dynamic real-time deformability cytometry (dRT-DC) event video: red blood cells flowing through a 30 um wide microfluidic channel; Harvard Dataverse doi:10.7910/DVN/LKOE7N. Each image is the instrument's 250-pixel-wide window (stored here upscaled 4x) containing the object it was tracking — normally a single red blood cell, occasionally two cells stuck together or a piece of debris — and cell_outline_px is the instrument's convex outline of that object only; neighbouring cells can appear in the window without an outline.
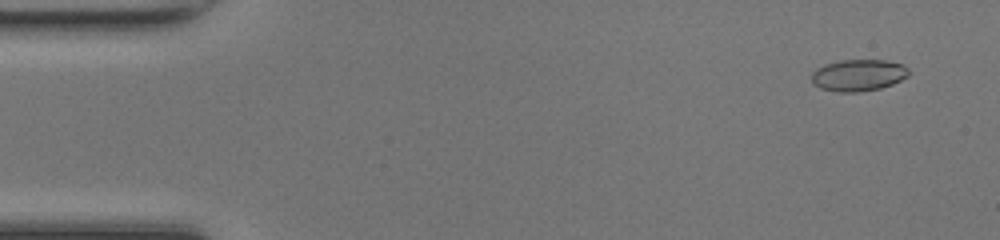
{"species": "common noctule bat (a hibernating species)", "species_latin": "Nyctalus noctula", "temperature_condition": "room temperature", "stored_images_in_passage": 48, "camera_frame_rate_fps": 3000, "um_per_image_px": 0.085, "animal": {"sex": "female", "body_mass_g": 17.0, "forearm_length_mm": 48.0}, "frame": {"image": 1, "passage_image": 3, "time_ms": 0.667, "image_size_px": [1000, 240], "cell_outline_px": [[912, 72], [908, 76], [892, 84], [880, 88], [860, 92], [840, 92], [820, 88], [812, 84], [812, 72], [816, 68], [824, 64], [840, 60], [884, 60], [900, 64], [908, 68]], "centroid_in_image_um": [72.95, 6.39], "position_along_channel_um": 12.1, "area_um2": 18.03}}
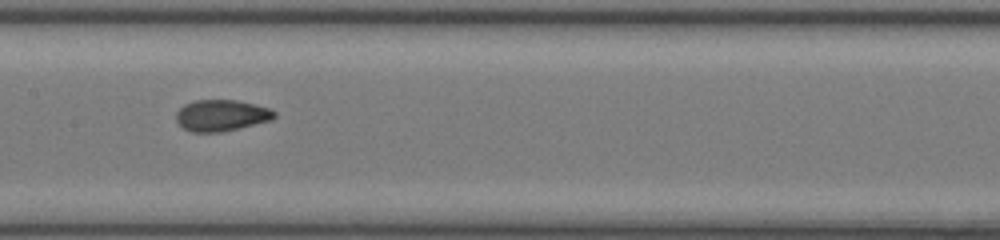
{"frame": {"image": 2, "passage_image": 24, "time_ms": 7.667, "image_size_px": [1000, 240], "cell_outline_px": [[276, 116], [272, 120], [224, 132], [192, 132], [184, 128], [176, 120], [176, 112], [184, 104], [196, 100], [236, 100], [256, 104], [268, 108], [276, 112]], "centroid_in_image_um": [18.83, 9.81], "position_along_channel_um": 188.6, "area_um2": 18.03}}
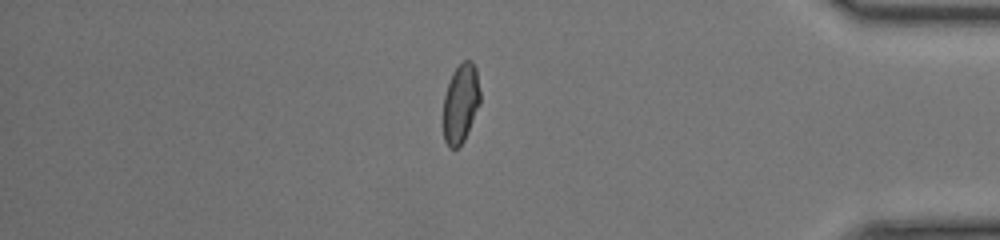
{"frame": {"image": 3, "passage_image": 41, "time_ms": 13.333, "image_size_px": [1000, 240], "cell_outline_px": [[480, 104], [464, 140], [456, 148], [448, 148], [444, 140], [444, 96], [452, 72], [464, 60], [472, 60], [476, 68], [480, 92]], "centroid_in_image_um": [39.16, 8.77], "position_along_channel_um": 396.0, "area_um2": 16.94}, "authors_computed_cell_mechanics": {"area_um2": 17.8313, "velocity_mm_per_s": 4.2994, "shape_relaxation_time_tau1_ms": null, "shape_relaxation_time_tau2_ms": 1.0453, "deformation_change_tau1": null, "deformation_change_tau2": 0.0576}}